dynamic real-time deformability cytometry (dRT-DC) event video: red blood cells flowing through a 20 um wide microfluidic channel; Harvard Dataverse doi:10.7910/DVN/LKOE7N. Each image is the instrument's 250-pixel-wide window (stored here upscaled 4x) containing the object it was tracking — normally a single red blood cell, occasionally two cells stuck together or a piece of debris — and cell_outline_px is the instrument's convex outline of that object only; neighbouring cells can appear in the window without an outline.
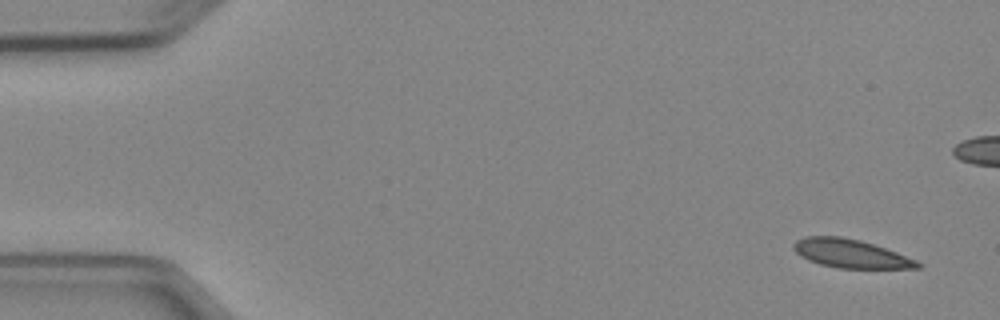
{"species": "Egyptian fruit bat (a non-hibernating species)", "species_latin": "Rousettus aegyptiacus", "temperature_condition": "cold", "stored_images_in_passage": 6, "camera_frame_rate_fps": 3000, "um_per_image_px": 0.085, "animal": {"sex": "female"}, "frame": {"image": 1, "passage_image": 1, "time_ms": 0.0, "image_size_px": [1000, 320], "cell_outline_px": [[924, 264], [920, 268], [840, 268], [820, 264], [808, 260], [800, 256], [792, 248], [792, 244], [796, 240], [804, 236], [840, 236], [860, 240], [896, 252], [916, 260]], "centroid_in_image_um": [72.28, 21.55], "position_along_channel_um": 12.7, "area_um2": 20.58}}